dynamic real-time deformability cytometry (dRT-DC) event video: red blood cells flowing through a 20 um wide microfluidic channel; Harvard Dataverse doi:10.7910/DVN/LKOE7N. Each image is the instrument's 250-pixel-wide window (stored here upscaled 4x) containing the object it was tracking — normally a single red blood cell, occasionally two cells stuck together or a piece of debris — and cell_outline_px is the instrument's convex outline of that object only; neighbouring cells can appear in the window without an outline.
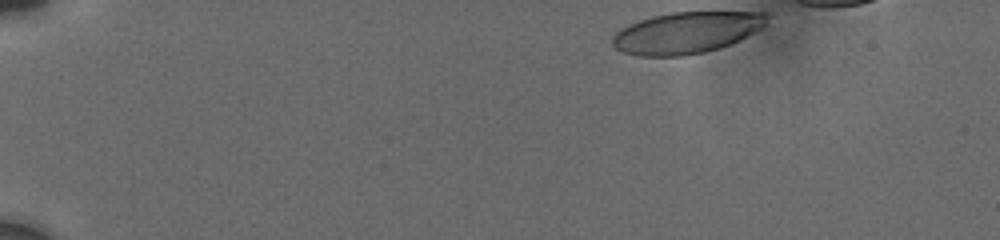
{"species": "human", "species_latin": "Homo sapiens", "temperature_condition": "cold", "stored_images_in_passage": 10, "segment_of_instrument_passage": [1, 2], "camera_frame_rate_fps": 3000, "um_per_image_px": 0.085, "donor": {"sex": "male"}, "frame": {"image": 1, "passage_image": 1, "time_ms": 0.0, "image_size_px": [1000, 240], "cell_outline_px": [[768, 24], [764, 28], [732, 44], [720, 48], [704, 52], [684, 56], [636, 56], [624, 52], [616, 48], [612, 44], [612, 36], [620, 28], [628, 24], [652, 16], [672, 12], [768, 12]], "centroid_in_image_um": [58.39, 2.77], "position_along_channel_um": 26.6, "area_um2": 37.8}}
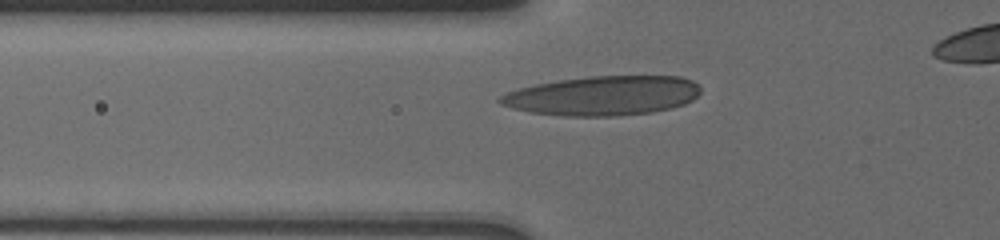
{"frame": {"image": 2, "passage_image": 8, "time_ms": 4.333, "image_size_px": [1000, 240], "cell_outline_px": [[700, 92], [692, 100], [684, 104], [672, 108], [652, 112], [616, 116], [568, 116], [532, 112], [512, 108], [500, 104], [496, 100], [504, 92], [536, 84], [556, 80], [588, 76], [680, 76], [692, 80], [700, 88]], "centroid_in_image_um": [51.23, 8.13], "position_along_channel_um": 74.6, "area_um2": 46.18}}